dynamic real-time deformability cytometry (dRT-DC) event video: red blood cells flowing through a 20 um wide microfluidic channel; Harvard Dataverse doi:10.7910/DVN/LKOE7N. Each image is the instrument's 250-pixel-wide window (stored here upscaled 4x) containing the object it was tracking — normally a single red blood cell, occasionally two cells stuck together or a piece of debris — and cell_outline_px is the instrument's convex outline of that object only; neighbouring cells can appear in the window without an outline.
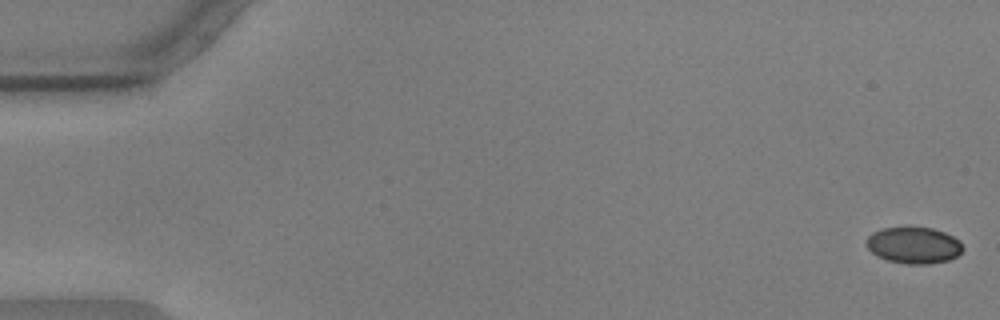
{"species": "common noctule bat (a hibernating species)", "species_latin": "Nyctalus noctula", "temperature_condition": "warm", "stored_images_in_passage": 57, "camera_frame_rate_fps": 3000, "um_per_image_px": 0.085, "animal": {"sex": "male", "body_mass_g": 17.9, "forearm_length_mm": 54.2}, "frame": {"image": 1, "passage_image": 1, "time_ms": 0.0, "image_size_px": [1000, 320], "cell_outline_px": [[964, 248], [956, 256], [948, 260], [928, 264], [908, 264], [888, 260], [876, 256], [864, 244], [868, 236], [872, 232], [884, 228], [904, 224], [908, 224], [932, 228], [944, 232], [960, 240]], "centroid_in_image_um": [77.64, 20.8], "position_along_channel_um": 7.4, "area_um2": 21.15}}
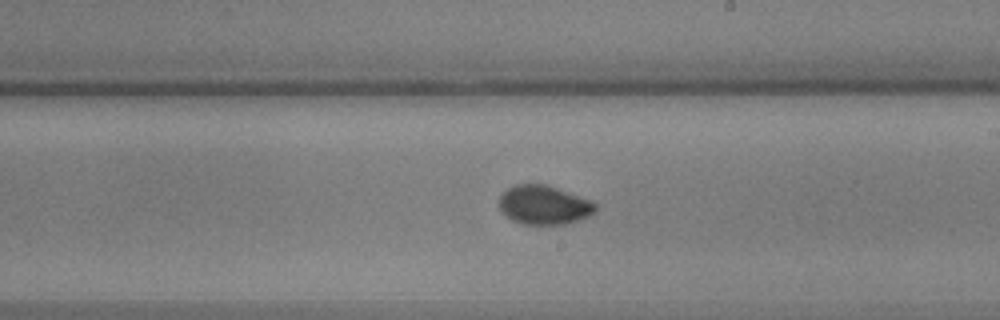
{"frame": {"image": 2, "passage_image": 33, "time_ms": 10.667, "image_size_px": [1000, 320], "cell_outline_px": [[596, 212], [588, 216], [564, 224], [520, 224], [512, 220], [500, 212], [500, 196], [508, 188], [516, 184], [544, 184], [592, 200], [596, 204]], "centroid_in_image_um": [46.23, 17.43], "position_along_channel_um": 242.8, "area_um2": 21.79}}
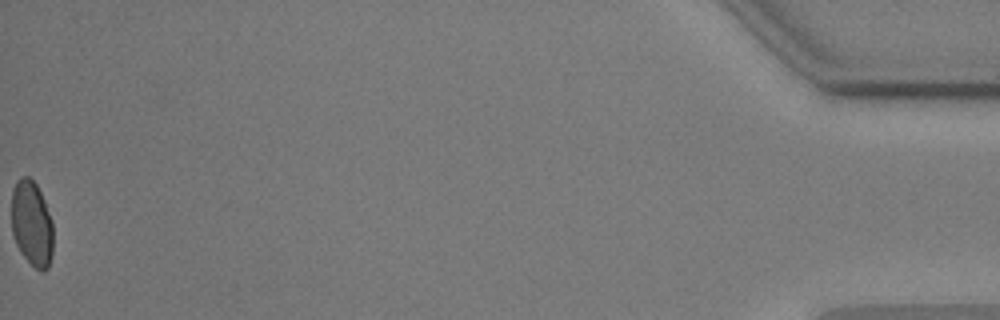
{"frame": {"image": 3, "passage_image": 57, "time_ms": 18.667, "image_size_px": [1000, 320], "cell_outline_px": [[52, 256], [48, 268], [44, 272], [40, 272], [20, 252], [16, 244], [12, 232], [12, 188], [16, 180], [20, 176], [28, 176], [36, 184], [44, 200], [52, 220]], "centroid_in_image_um": [2.69, 19.0], "position_along_channel_um": 432.5, "area_um2": 20.87}, "authors_computed_cell_mechanics": {"area_um2": 21.6172, "velocity_mm_per_s": 3.5787, "shape_relaxation_time_tau1_ms": 8.3783, "shape_relaxation_time_tau2_ms": null, "deformation_change_tau1": 0.1388, "deformation_change_tau2": null}}